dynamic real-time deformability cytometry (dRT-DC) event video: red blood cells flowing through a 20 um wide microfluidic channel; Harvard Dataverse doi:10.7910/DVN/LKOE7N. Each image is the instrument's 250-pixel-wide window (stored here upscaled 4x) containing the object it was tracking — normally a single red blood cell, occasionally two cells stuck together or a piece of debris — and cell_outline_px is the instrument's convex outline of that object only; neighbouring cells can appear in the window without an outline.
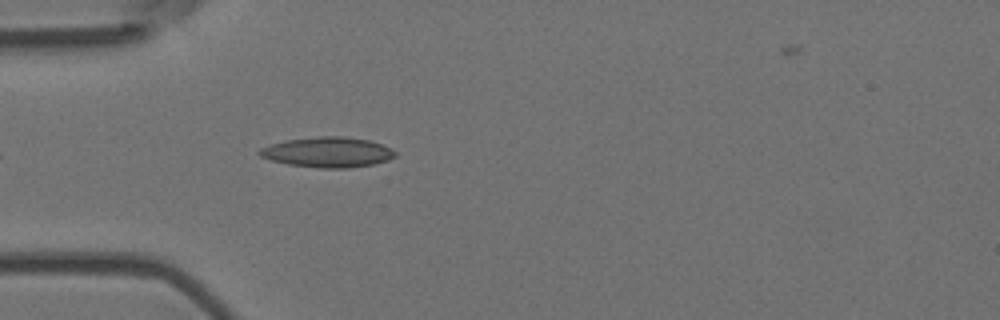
{"species": "Egyptian fruit bat (a non-hibernating species)", "species_latin": "Rousettus aegyptiacus", "temperature_condition": "room temperature", "stored_images_in_passage": 5, "camera_frame_rate_fps": 3000, "um_per_image_px": 0.085, "animal": {"sex": "female"}, "frame": {"image": 1, "passage_image": 5, "time_ms": 1.333, "image_size_px": [1000, 320], "cell_outline_px": [[396, 156], [388, 160], [376, 164], [348, 168], [320, 168], [288, 164], [272, 160], [260, 156], [256, 152], [260, 148], [272, 144], [288, 140], [320, 136], [344, 136], [368, 140], [380, 144], [396, 152]], "centroid_in_image_um": [27.86, 12.94], "position_along_channel_um": 57.1, "area_um2": 23.76}}